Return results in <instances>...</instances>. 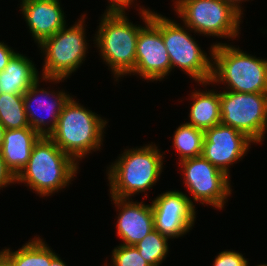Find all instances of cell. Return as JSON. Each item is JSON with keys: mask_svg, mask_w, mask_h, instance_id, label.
Segmentation results:
<instances>
[{"mask_svg": "<svg viewBox=\"0 0 267 266\" xmlns=\"http://www.w3.org/2000/svg\"><path fill=\"white\" fill-rule=\"evenodd\" d=\"M184 26L160 14V32L169 55L171 71L179 67L199 84L207 86L211 84L214 44L210 48V58L190 36L189 31L192 30Z\"/></svg>", "mask_w": 267, "mask_h": 266, "instance_id": "7", "label": "cell"}, {"mask_svg": "<svg viewBox=\"0 0 267 266\" xmlns=\"http://www.w3.org/2000/svg\"><path fill=\"white\" fill-rule=\"evenodd\" d=\"M183 182L196 202L222 209L231 195L230 176L211 164L202 155L179 162Z\"/></svg>", "mask_w": 267, "mask_h": 266, "instance_id": "11", "label": "cell"}, {"mask_svg": "<svg viewBox=\"0 0 267 266\" xmlns=\"http://www.w3.org/2000/svg\"><path fill=\"white\" fill-rule=\"evenodd\" d=\"M0 266H9V264L0 256Z\"/></svg>", "mask_w": 267, "mask_h": 266, "instance_id": "32", "label": "cell"}, {"mask_svg": "<svg viewBox=\"0 0 267 266\" xmlns=\"http://www.w3.org/2000/svg\"><path fill=\"white\" fill-rule=\"evenodd\" d=\"M19 8L38 45L66 25L59 0H22Z\"/></svg>", "mask_w": 267, "mask_h": 266, "instance_id": "16", "label": "cell"}, {"mask_svg": "<svg viewBox=\"0 0 267 266\" xmlns=\"http://www.w3.org/2000/svg\"><path fill=\"white\" fill-rule=\"evenodd\" d=\"M107 123L98 114L84 108L71 97L61 111L56 127L49 137L78 163L87 154L101 149Z\"/></svg>", "mask_w": 267, "mask_h": 266, "instance_id": "2", "label": "cell"}, {"mask_svg": "<svg viewBox=\"0 0 267 266\" xmlns=\"http://www.w3.org/2000/svg\"><path fill=\"white\" fill-rule=\"evenodd\" d=\"M85 14L69 28L66 25L43 40L38 46L45 55L42 80L60 83L75 72L85 61L87 40L85 36Z\"/></svg>", "mask_w": 267, "mask_h": 266, "instance_id": "6", "label": "cell"}, {"mask_svg": "<svg viewBox=\"0 0 267 266\" xmlns=\"http://www.w3.org/2000/svg\"><path fill=\"white\" fill-rule=\"evenodd\" d=\"M55 255L40 237H34L16 251L10 248L0 251V256L9 266H46Z\"/></svg>", "mask_w": 267, "mask_h": 266, "instance_id": "20", "label": "cell"}, {"mask_svg": "<svg viewBox=\"0 0 267 266\" xmlns=\"http://www.w3.org/2000/svg\"><path fill=\"white\" fill-rule=\"evenodd\" d=\"M0 123L5 129L30 127L24 108L23 94L0 93Z\"/></svg>", "mask_w": 267, "mask_h": 266, "instance_id": "22", "label": "cell"}, {"mask_svg": "<svg viewBox=\"0 0 267 266\" xmlns=\"http://www.w3.org/2000/svg\"><path fill=\"white\" fill-rule=\"evenodd\" d=\"M40 137L31 127L5 130L0 151L6 168L15 178L27 165L32 149Z\"/></svg>", "mask_w": 267, "mask_h": 266, "instance_id": "17", "label": "cell"}, {"mask_svg": "<svg viewBox=\"0 0 267 266\" xmlns=\"http://www.w3.org/2000/svg\"><path fill=\"white\" fill-rule=\"evenodd\" d=\"M145 23L139 31L136 42V62L134 74L142 79L161 81L171 72V63L160 32V14L150 9H139Z\"/></svg>", "mask_w": 267, "mask_h": 266, "instance_id": "10", "label": "cell"}, {"mask_svg": "<svg viewBox=\"0 0 267 266\" xmlns=\"http://www.w3.org/2000/svg\"><path fill=\"white\" fill-rule=\"evenodd\" d=\"M256 266H267V264H258V265H256Z\"/></svg>", "mask_w": 267, "mask_h": 266, "instance_id": "33", "label": "cell"}, {"mask_svg": "<svg viewBox=\"0 0 267 266\" xmlns=\"http://www.w3.org/2000/svg\"><path fill=\"white\" fill-rule=\"evenodd\" d=\"M5 128L2 126V124L0 123V148L2 146L3 143V138H4V133H5Z\"/></svg>", "mask_w": 267, "mask_h": 266, "instance_id": "31", "label": "cell"}, {"mask_svg": "<svg viewBox=\"0 0 267 266\" xmlns=\"http://www.w3.org/2000/svg\"><path fill=\"white\" fill-rule=\"evenodd\" d=\"M175 11L192 31L212 37H239L241 15L223 0H176Z\"/></svg>", "mask_w": 267, "mask_h": 266, "instance_id": "8", "label": "cell"}, {"mask_svg": "<svg viewBox=\"0 0 267 266\" xmlns=\"http://www.w3.org/2000/svg\"><path fill=\"white\" fill-rule=\"evenodd\" d=\"M224 91L220 92V123L244 133L255 144L261 143L267 130V93Z\"/></svg>", "mask_w": 267, "mask_h": 266, "instance_id": "9", "label": "cell"}, {"mask_svg": "<svg viewBox=\"0 0 267 266\" xmlns=\"http://www.w3.org/2000/svg\"><path fill=\"white\" fill-rule=\"evenodd\" d=\"M39 82L38 79L23 94L24 108L29 126L41 136H49L55 129L59 115L65 104L72 96L66 94L64 91L55 93L54 91H46L45 88L40 89ZM39 111L45 112L47 116L45 114L44 116L43 114L41 115Z\"/></svg>", "mask_w": 267, "mask_h": 266, "instance_id": "14", "label": "cell"}, {"mask_svg": "<svg viewBox=\"0 0 267 266\" xmlns=\"http://www.w3.org/2000/svg\"><path fill=\"white\" fill-rule=\"evenodd\" d=\"M170 238L153 229L141 241L135 244L139 254L150 266H159L168 254Z\"/></svg>", "mask_w": 267, "mask_h": 266, "instance_id": "23", "label": "cell"}, {"mask_svg": "<svg viewBox=\"0 0 267 266\" xmlns=\"http://www.w3.org/2000/svg\"><path fill=\"white\" fill-rule=\"evenodd\" d=\"M46 266H67L66 263L56 254L51 262H46Z\"/></svg>", "mask_w": 267, "mask_h": 266, "instance_id": "29", "label": "cell"}, {"mask_svg": "<svg viewBox=\"0 0 267 266\" xmlns=\"http://www.w3.org/2000/svg\"><path fill=\"white\" fill-rule=\"evenodd\" d=\"M223 1L230 4L236 11H238L242 15L243 9H241L242 7L239 4H241L240 2L247 0H223Z\"/></svg>", "mask_w": 267, "mask_h": 266, "instance_id": "30", "label": "cell"}, {"mask_svg": "<svg viewBox=\"0 0 267 266\" xmlns=\"http://www.w3.org/2000/svg\"><path fill=\"white\" fill-rule=\"evenodd\" d=\"M109 6L106 8V11L115 12V11H125L130 8L134 0H108ZM127 8V9H126Z\"/></svg>", "mask_w": 267, "mask_h": 266, "instance_id": "28", "label": "cell"}, {"mask_svg": "<svg viewBox=\"0 0 267 266\" xmlns=\"http://www.w3.org/2000/svg\"><path fill=\"white\" fill-rule=\"evenodd\" d=\"M173 137V146L180 156V161L202 155L204 141L203 130L183 123L176 129Z\"/></svg>", "mask_w": 267, "mask_h": 266, "instance_id": "21", "label": "cell"}, {"mask_svg": "<svg viewBox=\"0 0 267 266\" xmlns=\"http://www.w3.org/2000/svg\"><path fill=\"white\" fill-rule=\"evenodd\" d=\"M163 157L155 144L125 149L119 159L107 168L111 196L129 198L147 192L159 181Z\"/></svg>", "mask_w": 267, "mask_h": 266, "instance_id": "3", "label": "cell"}, {"mask_svg": "<svg viewBox=\"0 0 267 266\" xmlns=\"http://www.w3.org/2000/svg\"><path fill=\"white\" fill-rule=\"evenodd\" d=\"M118 208L117 235L122 245H135L154 229V216L151 204L130 201V198L111 196Z\"/></svg>", "mask_w": 267, "mask_h": 266, "instance_id": "15", "label": "cell"}, {"mask_svg": "<svg viewBox=\"0 0 267 266\" xmlns=\"http://www.w3.org/2000/svg\"><path fill=\"white\" fill-rule=\"evenodd\" d=\"M15 53L16 52L8 47V45L4 44V42H0V72L4 71L9 60Z\"/></svg>", "mask_w": 267, "mask_h": 266, "instance_id": "27", "label": "cell"}, {"mask_svg": "<svg viewBox=\"0 0 267 266\" xmlns=\"http://www.w3.org/2000/svg\"><path fill=\"white\" fill-rule=\"evenodd\" d=\"M195 91L191 94L193 104L189 113L190 122L186 123L205 131L221 121L220 93L209 89L203 92Z\"/></svg>", "mask_w": 267, "mask_h": 266, "instance_id": "19", "label": "cell"}, {"mask_svg": "<svg viewBox=\"0 0 267 266\" xmlns=\"http://www.w3.org/2000/svg\"><path fill=\"white\" fill-rule=\"evenodd\" d=\"M78 165L49 136H41L27 165L16 177V183H26L40 197L50 196L69 185Z\"/></svg>", "mask_w": 267, "mask_h": 266, "instance_id": "1", "label": "cell"}, {"mask_svg": "<svg viewBox=\"0 0 267 266\" xmlns=\"http://www.w3.org/2000/svg\"><path fill=\"white\" fill-rule=\"evenodd\" d=\"M125 14V11H105L94 37L99 54L117 78L116 81L134 72L136 42L143 27L129 22Z\"/></svg>", "mask_w": 267, "mask_h": 266, "instance_id": "5", "label": "cell"}, {"mask_svg": "<svg viewBox=\"0 0 267 266\" xmlns=\"http://www.w3.org/2000/svg\"><path fill=\"white\" fill-rule=\"evenodd\" d=\"M250 143L254 142L244 133L219 123L204 131L202 156L229 176V166L247 154Z\"/></svg>", "mask_w": 267, "mask_h": 266, "instance_id": "13", "label": "cell"}, {"mask_svg": "<svg viewBox=\"0 0 267 266\" xmlns=\"http://www.w3.org/2000/svg\"><path fill=\"white\" fill-rule=\"evenodd\" d=\"M34 65L32 60L16 52L0 72V93L24 94L39 79Z\"/></svg>", "mask_w": 267, "mask_h": 266, "instance_id": "18", "label": "cell"}, {"mask_svg": "<svg viewBox=\"0 0 267 266\" xmlns=\"http://www.w3.org/2000/svg\"><path fill=\"white\" fill-rule=\"evenodd\" d=\"M112 262L110 266H150L139 254L135 245H122L112 250ZM104 266H108L107 263Z\"/></svg>", "mask_w": 267, "mask_h": 266, "instance_id": "24", "label": "cell"}, {"mask_svg": "<svg viewBox=\"0 0 267 266\" xmlns=\"http://www.w3.org/2000/svg\"><path fill=\"white\" fill-rule=\"evenodd\" d=\"M247 259L234 250L220 252L213 263V266H249Z\"/></svg>", "mask_w": 267, "mask_h": 266, "instance_id": "25", "label": "cell"}, {"mask_svg": "<svg viewBox=\"0 0 267 266\" xmlns=\"http://www.w3.org/2000/svg\"><path fill=\"white\" fill-rule=\"evenodd\" d=\"M16 183V178L12 173L6 168L5 162L3 160L1 151H0V190L1 188L7 187V185Z\"/></svg>", "mask_w": 267, "mask_h": 266, "instance_id": "26", "label": "cell"}, {"mask_svg": "<svg viewBox=\"0 0 267 266\" xmlns=\"http://www.w3.org/2000/svg\"><path fill=\"white\" fill-rule=\"evenodd\" d=\"M154 229L171 239L182 237L194 226L196 209L191 198L179 190L167 191L151 203Z\"/></svg>", "mask_w": 267, "mask_h": 266, "instance_id": "12", "label": "cell"}, {"mask_svg": "<svg viewBox=\"0 0 267 266\" xmlns=\"http://www.w3.org/2000/svg\"><path fill=\"white\" fill-rule=\"evenodd\" d=\"M212 58L210 83H223L229 91L239 93H267V59L226 43L214 45Z\"/></svg>", "mask_w": 267, "mask_h": 266, "instance_id": "4", "label": "cell"}]
</instances>
